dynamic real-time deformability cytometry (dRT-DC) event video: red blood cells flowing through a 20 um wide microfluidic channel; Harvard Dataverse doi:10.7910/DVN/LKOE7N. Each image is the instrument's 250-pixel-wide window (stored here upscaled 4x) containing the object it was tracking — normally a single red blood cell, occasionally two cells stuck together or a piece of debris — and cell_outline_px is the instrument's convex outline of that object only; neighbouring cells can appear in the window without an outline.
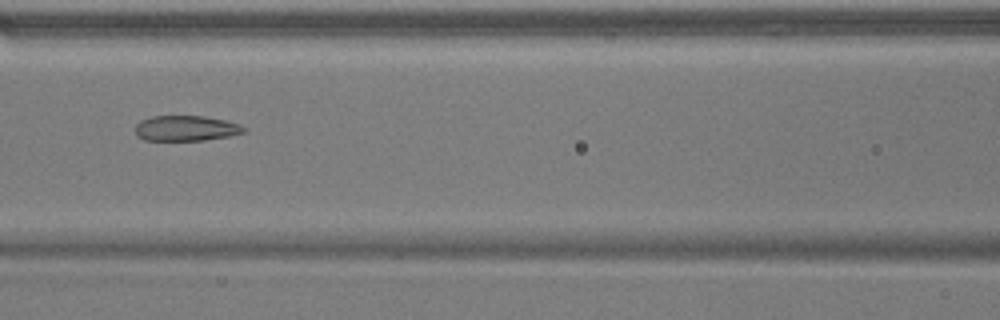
{"species": "common noctule bat (a hibernating species)", "species_latin": "Nyctalus noctula", "temperature_condition": "warm", "stored_images_in_passage": 53, "camera_frame_rate_fps": 3000, "um_per_image_px": 0.085, "animal": {"sex": "male", "body_mass_g": 17.9}, "frame": {"image": 1, "passage_image": 24, "time_ms": 7.667, "image_size_px": [1000, 320], "cell_outline_px": [[248, 128], [244, 132], [228, 136], [204, 140], [144, 140], [136, 136], [136, 124], [140, 120], [152, 116], [204, 116], [224, 120], [240, 124]], "centroid_in_image_um": [15.8, 10.9], "position_along_channel_um": 150.8, "area_um2": 16.07}}
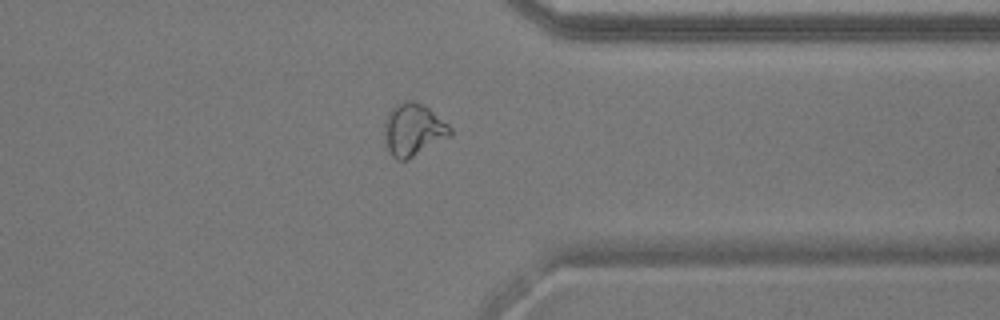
{"frame": {"image": 2, "passage_image": 42, "time_ms": 13.667, "image_size_px": [1000, 320], "cell_outline_px": [[452, 136], [408, 160], [396, 160], [392, 156], [388, 148], [384, 136], [384, 124], [388, 112], [392, 108], [408, 100], [412, 100], [428, 108], [448, 124], [452, 128]], "centroid_in_image_um": [35.14, 11.06], "position_along_channel_um": 376.3, "area_um2": 20.06}}
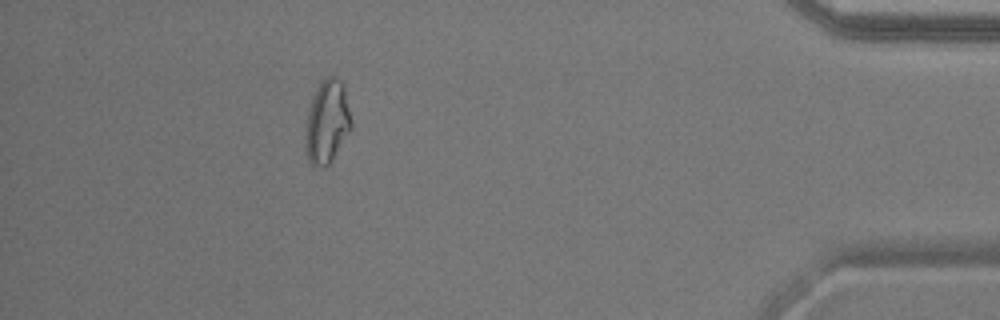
{"frame": {"image": 3, "passage_image": 48, "time_ms": 15.667, "image_size_px": [1000, 320], "cell_outline_px": [[352, 128], [328, 164], [324, 168], [312, 164], [308, 160], [304, 148], [304, 144], [308, 112], [316, 88], [320, 80], [324, 76], [336, 76], [344, 84], [352, 124]], "centroid_in_image_um": [27.8, 10.32], "position_along_channel_um": 407.4, "area_um2": 22.25}, "authors_computed_cell_mechanics": {"area_um2": 20.8658, "velocity_mm_per_s": 3.838, "shape_relaxation_time_tau1_ms": null, "shape_relaxation_time_tau2_ms": 1.7195, "deformation_change_tau1": null, "deformation_change_tau2": 0.0902}}